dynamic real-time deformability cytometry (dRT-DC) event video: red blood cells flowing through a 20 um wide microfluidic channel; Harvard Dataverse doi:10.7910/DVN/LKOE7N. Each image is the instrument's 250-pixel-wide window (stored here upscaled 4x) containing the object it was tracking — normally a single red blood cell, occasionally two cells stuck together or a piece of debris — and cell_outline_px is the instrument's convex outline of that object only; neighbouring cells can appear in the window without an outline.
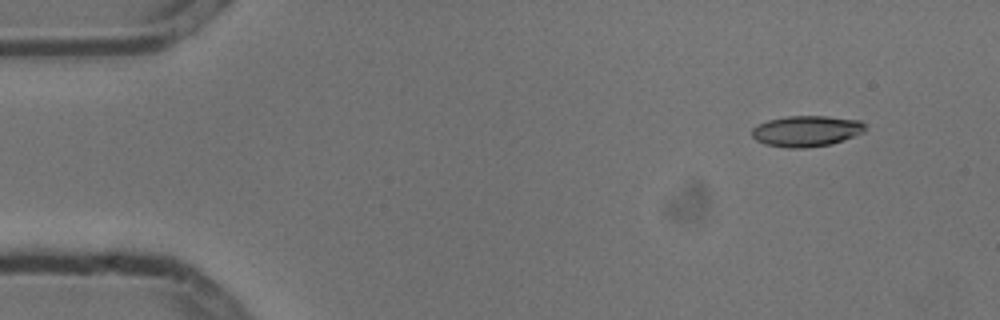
{"species": "common noctule bat (a hibernating species)", "species_latin": "Nyctalus noctula", "temperature_condition": "cold", "stored_images_in_passage": 3, "camera_frame_rate_fps": 3000, "um_per_image_px": 0.085, "animal": {"sex": "male", "body_mass_g": 13.3}, "frame": {"image": 1, "passage_image": 3, "time_ms": 0.667, "image_size_px": [1000, 320], "cell_outline_px": [[864, 132], [832, 144], [804, 148], [788, 148], [764, 144], [756, 140], [752, 136], [752, 128], [768, 120], [788, 116], [828, 116], [860, 120], [864, 124]], "centroid_in_image_um": [68.54, 11.14], "position_along_channel_um": 16.5, "area_um2": 20.35}}